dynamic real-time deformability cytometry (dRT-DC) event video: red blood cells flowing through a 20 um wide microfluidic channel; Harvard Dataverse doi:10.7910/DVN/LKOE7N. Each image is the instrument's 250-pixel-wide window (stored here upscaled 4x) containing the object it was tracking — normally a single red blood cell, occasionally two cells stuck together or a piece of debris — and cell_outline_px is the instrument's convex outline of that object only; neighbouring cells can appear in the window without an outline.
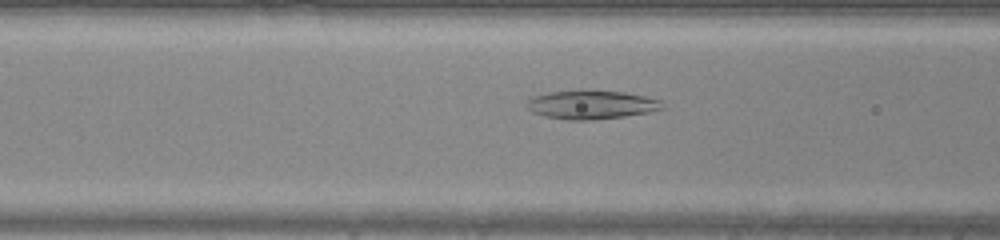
{"species": "common noctule bat (a hibernating species)", "species_latin": "Nyctalus noctula", "temperature_condition": "warm", "stored_images_in_passage": 30, "camera_frame_rate_fps": 3000, "um_per_image_px": 0.085, "animal": {"sex": "male", "body_mass_g": 20.0, "forearm_length_mm": 53.3}, "frame": {"image": 1, "passage_image": 4, "time_ms": 1.0, "image_size_px": [1000, 240], "cell_outline_px": [[664, 108], [648, 112], [624, 116], [592, 120], [568, 120], [544, 116], [532, 112], [528, 108], [528, 100], [532, 96], [548, 92], [580, 88], [584, 88], [624, 92], [644, 96], [660, 100]], "centroid_in_image_um": [50.22, 8.87], "position_along_channel_um": 116.4, "area_um2": 23.12}}
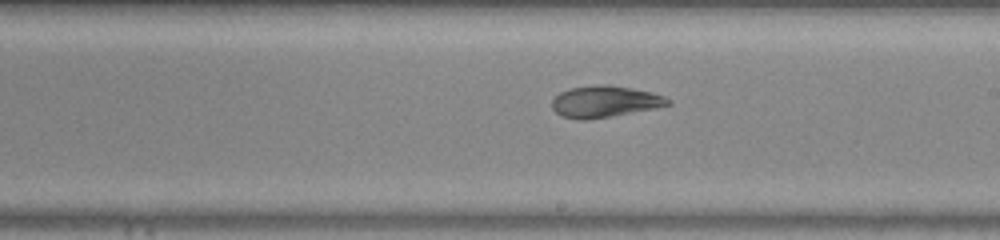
{"frame": {"image": 2, "passage_image": 12, "time_ms": 3.667, "image_size_px": [1000, 240], "cell_outline_px": [[672, 104], [656, 108], [588, 120], [580, 120], [564, 116], [556, 112], [552, 108], [552, 100], [560, 92], [572, 88], [600, 84], [608, 84], [632, 88], [652, 92], [664, 96], [672, 100]], "centroid_in_image_um": [51.45, 8.63], "position_along_channel_um": 237.6, "area_um2": 21.27}}
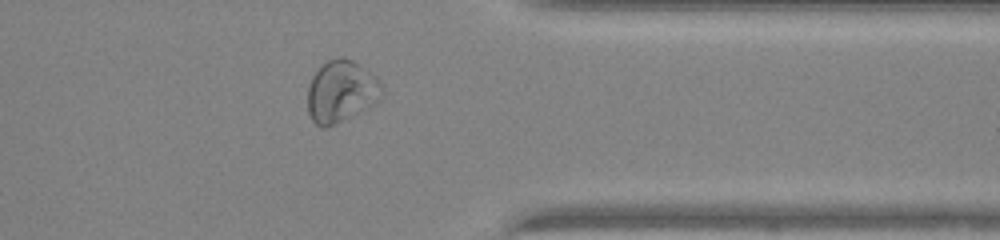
{"frame": {"image": 3, "passage_image": 22, "time_ms": 7.0, "image_size_px": [1000, 240], "cell_outline_px": [[384, 96], [380, 100], [324, 128], [320, 128], [312, 120], [308, 112], [308, 88], [312, 76], [328, 60], [340, 56], [344, 56], [352, 60], [376, 76], [384, 88]], "centroid_in_image_um": [29.01, 7.74], "position_along_channel_um": 382.4, "area_um2": 26.41}}